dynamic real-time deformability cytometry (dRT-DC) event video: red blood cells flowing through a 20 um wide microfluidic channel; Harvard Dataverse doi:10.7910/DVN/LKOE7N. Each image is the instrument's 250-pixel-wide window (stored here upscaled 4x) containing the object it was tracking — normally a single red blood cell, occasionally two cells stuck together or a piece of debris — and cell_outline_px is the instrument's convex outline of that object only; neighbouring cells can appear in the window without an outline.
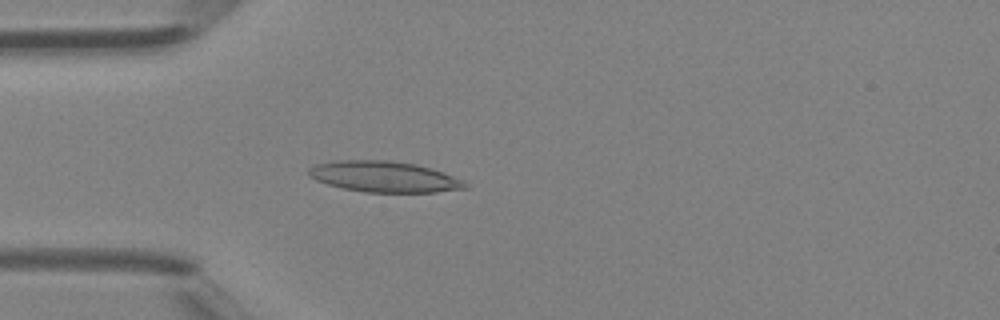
{"species": "Egyptian fruit bat (a non-hibernating species)", "species_latin": "Rousettus aegyptiacus", "temperature_condition": "room temperature", "stored_images_in_passage": 45, "camera_frame_rate_fps": 3000, "um_per_image_px": 0.085, "animal": {"sex": "female"}, "frame": {"image": 1, "passage_image": 12, "time_ms": 3.667, "image_size_px": [1000, 320], "cell_outline_px": [[468, 188], [436, 192], [364, 192], [344, 188], [328, 184], [316, 180], [308, 176], [308, 168], [316, 164], [336, 160], [388, 160], [416, 164], [432, 168], [444, 172], [464, 180], [468, 184]], "centroid_in_image_um": [32.68, 15.01], "position_along_channel_um": 52.3, "area_um2": 28.32}}
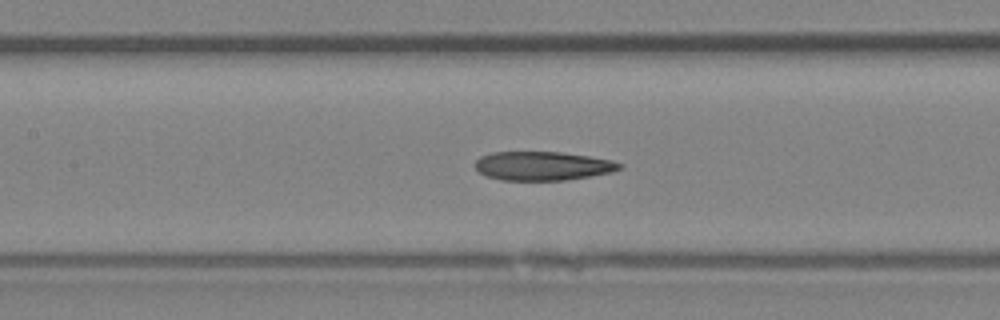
{"frame": {"image": 2, "passage_image": 20, "time_ms": 6.333, "image_size_px": [1000, 320], "cell_outline_px": [[624, 168], [612, 172], [568, 180], [500, 180], [488, 176], [480, 172], [476, 168], [476, 160], [480, 156], [492, 152], [560, 152], [588, 156], [612, 160], [624, 164]], "centroid_in_image_um": [46.17, 14.1], "position_along_channel_um": 161.2, "area_um2": 24.33}}
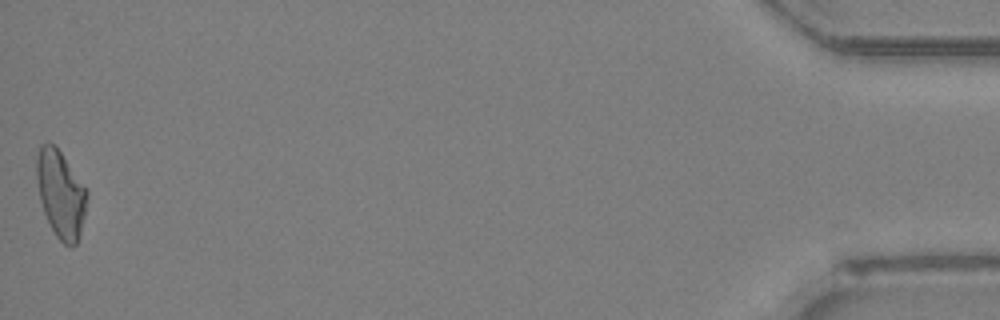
{"frame": {"image": 3, "passage_image": 45, "time_ms": 14.667, "image_size_px": [1000, 320], "cell_outline_px": [[88, 196], [84, 216], [80, 232], [76, 244], [72, 248], [64, 244], [56, 236], [44, 212], [40, 200], [36, 180], [36, 156], [40, 144], [52, 144], [60, 152], [88, 192]], "centroid_in_image_um": [5.14, 16.51], "position_along_channel_um": 430.1, "area_um2": 25.2}, "authors_computed_cell_mechanics": {"area_um2": 25.3742, "velocity_mm_per_s": 4.4147, "shape_relaxation_time_tau1_ms": null, "shape_relaxation_time_tau2_ms": 9.2367, "deformation_change_tau1": null, "deformation_change_tau2": 0.2335}}